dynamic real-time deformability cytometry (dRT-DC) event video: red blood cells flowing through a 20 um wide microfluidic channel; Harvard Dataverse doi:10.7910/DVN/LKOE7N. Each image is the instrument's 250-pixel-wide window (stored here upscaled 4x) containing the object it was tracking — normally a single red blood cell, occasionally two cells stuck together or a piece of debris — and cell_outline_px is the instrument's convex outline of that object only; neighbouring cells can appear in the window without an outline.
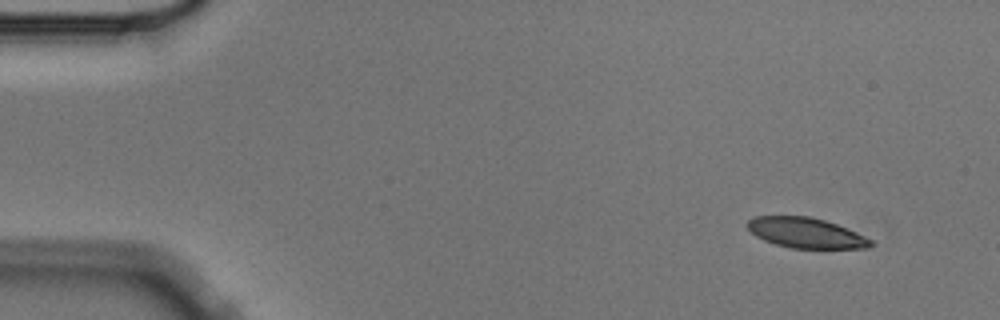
{"species": "Egyptian fruit bat (a non-hibernating species)", "species_latin": "Rousettus aegyptiacus", "temperature_condition": "cold", "stored_images_in_passage": 4, "camera_frame_rate_fps": 3000, "um_per_image_px": 0.085, "animal": {"sex": "male"}, "frame": {"image": 1, "passage_image": 1, "time_ms": 0.0, "image_size_px": [1000, 320], "cell_outline_px": [[876, 244], [868, 248], [792, 248], [776, 244], [764, 240], [756, 236], [748, 228], [748, 220], [752, 216], [808, 216], [824, 220], [836, 224], [856, 232], [872, 240]], "centroid_in_image_um": [68.52, 19.79], "position_along_channel_um": 16.5, "area_um2": 21.62}}